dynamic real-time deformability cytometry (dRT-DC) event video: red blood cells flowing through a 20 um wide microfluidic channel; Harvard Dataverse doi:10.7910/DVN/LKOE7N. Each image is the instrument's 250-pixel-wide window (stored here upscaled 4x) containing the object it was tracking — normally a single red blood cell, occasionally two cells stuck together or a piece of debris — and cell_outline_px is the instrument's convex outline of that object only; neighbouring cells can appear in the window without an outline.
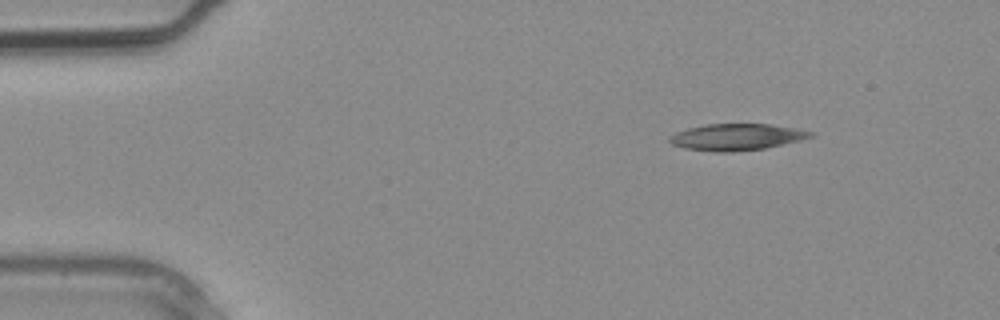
{"species": "common noctule bat (a hibernating species)", "species_latin": "Nyctalus noctula", "temperature_condition": "warm", "stored_images_in_passage": 3, "segment_of_instrument_passage": [1, 2], "camera_frame_rate_fps": 3000, "um_per_image_px": 0.085, "animal": {"sex": "male", "body_mass_g": 20.4}, "frame": {"image": 1, "passage_image": 1, "time_ms": 0.0, "image_size_px": [1000, 320], "cell_outline_px": [[816, 136], [800, 140], [764, 148], [732, 152], [712, 152], [684, 148], [672, 144], [668, 140], [668, 136], [676, 132], [688, 128], [704, 124], [768, 124], [796, 128], [816, 132]], "centroid_in_image_um": [62.61, 11.64], "position_along_channel_um": 22.4, "area_um2": 21.96}}